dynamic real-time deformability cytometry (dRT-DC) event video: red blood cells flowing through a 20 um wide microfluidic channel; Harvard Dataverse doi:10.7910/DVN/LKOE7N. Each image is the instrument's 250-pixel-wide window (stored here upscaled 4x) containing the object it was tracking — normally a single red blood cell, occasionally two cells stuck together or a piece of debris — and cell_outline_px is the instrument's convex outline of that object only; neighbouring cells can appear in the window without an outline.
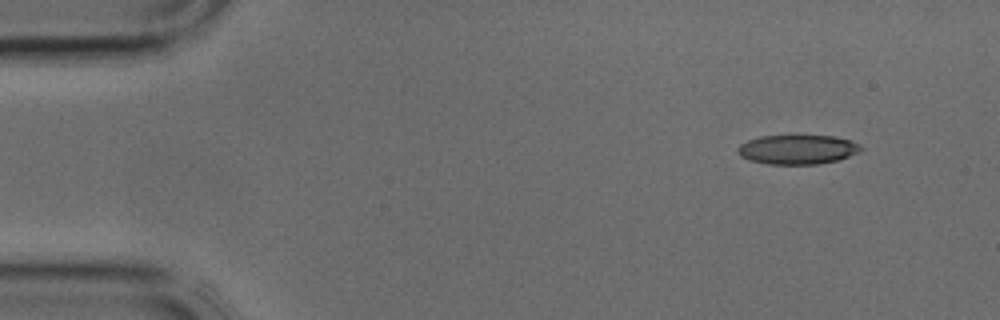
{"species": "common noctule bat (a hibernating species)", "species_latin": "Nyctalus noctula", "temperature_condition": "cold", "stored_images_in_passage": 3, "camera_frame_rate_fps": 3000, "um_per_image_px": 0.085, "animal": {"sex": "male", "body_mass_g": 17.9, "forearm_length_mm": 54.2}, "frame": {"image": 1, "passage_image": 1, "time_ms": 0.0, "image_size_px": [1000, 320], "cell_outline_px": [[864, 148], [860, 152], [836, 160], [816, 164], [768, 164], [748, 160], [740, 156], [736, 152], [736, 148], [740, 144], [748, 140], [760, 136], [832, 136], [852, 140], [860, 144]], "centroid_in_image_um": [67.77, 12.7], "position_along_channel_um": 17.2, "area_um2": 21.15}}
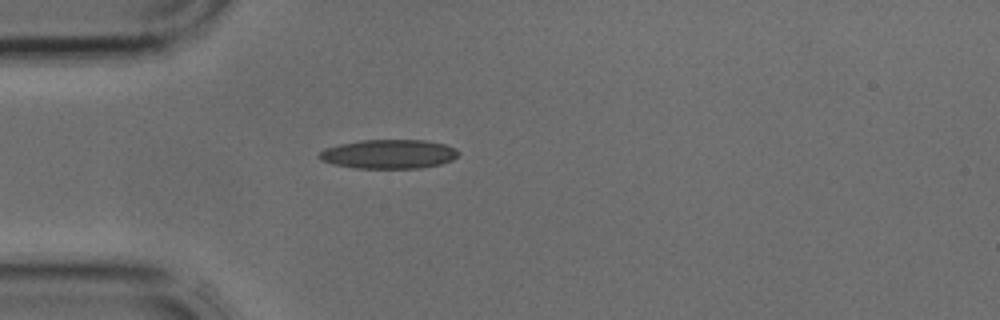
{"frame": {"image": 2, "passage_image": 3, "time_ms": 0.667, "image_size_px": [1000, 320], "cell_outline_px": [[460, 152], [452, 160], [440, 164], [420, 168], [356, 168], [336, 164], [324, 160], [316, 156], [324, 148], [340, 144], [360, 140], [424, 140], [444, 144], [456, 148]], "centroid_in_image_um": [33.07, 13.09], "position_along_channel_um": 51.9, "area_um2": 23.47}}